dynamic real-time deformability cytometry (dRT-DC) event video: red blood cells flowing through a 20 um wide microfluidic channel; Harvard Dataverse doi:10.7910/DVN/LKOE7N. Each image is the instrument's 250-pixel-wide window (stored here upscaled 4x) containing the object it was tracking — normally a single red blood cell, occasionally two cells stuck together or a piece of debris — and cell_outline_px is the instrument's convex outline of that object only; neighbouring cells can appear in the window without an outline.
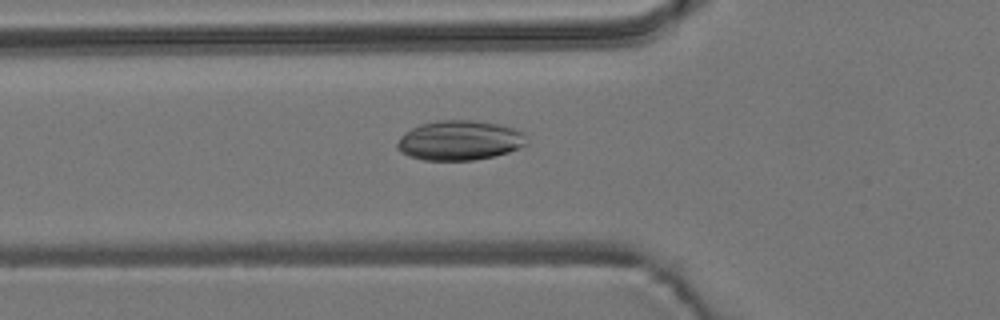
{"species": "common noctule bat (a hibernating species)", "species_latin": "Nyctalus noctula", "temperature_condition": "room temperature", "stored_images_in_passage": 5, "camera_frame_rate_fps": 3000, "um_per_image_px": 0.085, "animal": {"sex": "male", "body_mass_g": 19.2, "forearm_length_mm": 51.8}, "frame": {"image": 1, "passage_image": 5, "time_ms": 1.333, "image_size_px": [1000, 320], "cell_outline_px": [[528, 144], [520, 148], [508, 152], [492, 156], [472, 160], [424, 160], [408, 156], [400, 152], [396, 148], [396, 144], [400, 136], [404, 132], [420, 124], [436, 120], [472, 120], [496, 124], [512, 128], [524, 132]], "centroid_in_image_um": [39.03, 11.93], "position_along_channel_um": 86.8, "area_um2": 30.06}}